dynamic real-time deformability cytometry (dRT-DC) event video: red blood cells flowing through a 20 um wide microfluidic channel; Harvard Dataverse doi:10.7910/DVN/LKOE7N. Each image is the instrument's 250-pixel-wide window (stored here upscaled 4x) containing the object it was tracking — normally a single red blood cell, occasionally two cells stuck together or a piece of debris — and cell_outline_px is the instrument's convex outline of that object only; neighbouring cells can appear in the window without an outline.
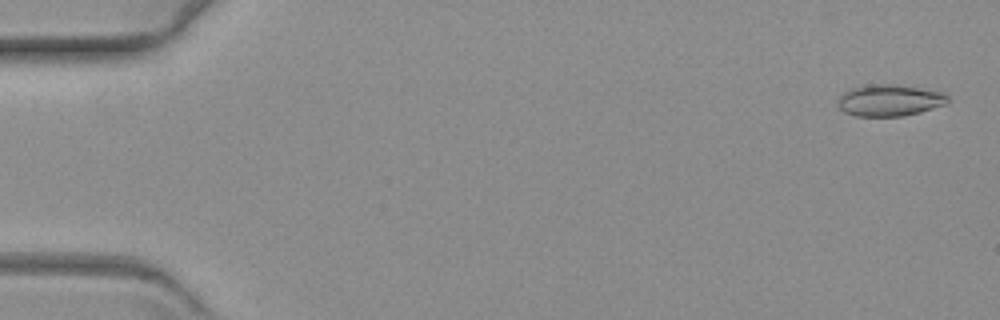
{"species": "common noctule bat (a hibernating species)", "species_latin": "Nyctalus noctula", "temperature_condition": "warm", "stored_images_in_passage": 20, "camera_frame_rate_fps": 3000, "um_per_image_px": 0.085, "animal": {"sex": "female", "body_mass_g": 19.3, "forearm_length_mm": 54.1}, "frame": {"image": 1, "passage_image": 2, "time_ms": 0.333, "image_size_px": [1000, 320], "cell_outline_px": [[952, 100], [948, 104], [920, 112], [904, 116], [856, 116], [844, 112], [836, 104], [840, 96], [844, 92], [852, 88], [868, 84], [896, 84], [944, 92]], "centroid_in_image_um": [75.65, 8.53], "position_along_channel_um": 9.3, "area_um2": 20.52}}
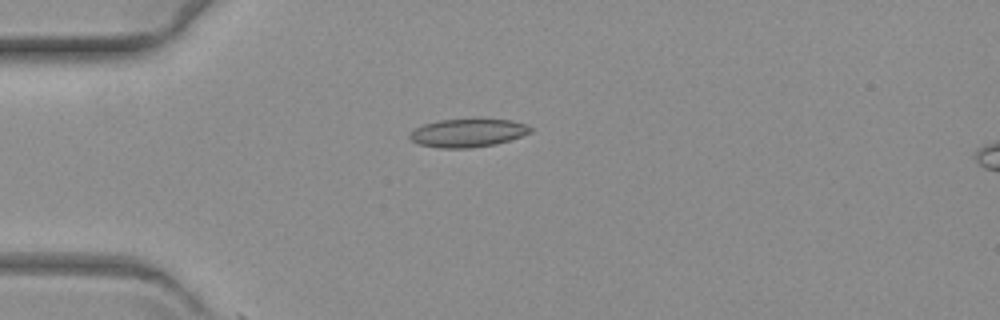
{"frame": {"image": 2, "passage_image": 16, "time_ms": 5.0, "image_size_px": [1000, 320], "cell_outline_px": [[532, 132], [496, 144], [468, 148], [440, 148], [420, 144], [412, 140], [408, 136], [416, 128], [424, 124], [440, 120], [476, 116], [480, 116], [512, 120], [528, 124], [532, 128]], "centroid_in_image_um": [39.83, 11.24], "position_along_channel_um": 45.2, "area_um2": 20.58}}